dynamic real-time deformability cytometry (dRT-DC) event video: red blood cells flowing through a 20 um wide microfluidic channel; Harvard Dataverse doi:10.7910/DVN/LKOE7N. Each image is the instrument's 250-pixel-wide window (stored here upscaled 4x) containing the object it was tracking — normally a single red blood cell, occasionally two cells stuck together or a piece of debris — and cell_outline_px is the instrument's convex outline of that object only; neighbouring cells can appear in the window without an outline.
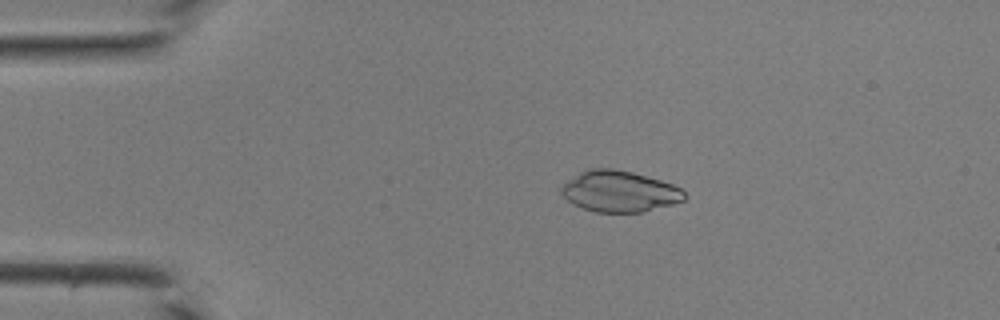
{"species": "common noctule bat (a hibernating species)", "species_latin": "Nyctalus noctula", "temperature_condition": "room temperature", "stored_images_in_passage": 43, "camera_frame_rate_fps": 3000, "um_per_image_px": 0.085, "animal": {"sex": "male", "body_mass_g": 19.0, "forearm_length_mm": 50.8}, "frame": {"image": 1, "passage_image": 9, "time_ms": 2.667, "image_size_px": [1000, 320], "cell_outline_px": [[688, 196], [684, 200], [672, 204], [640, 212], [596, 212], [572, 204], [560, 192], [560, 188], [568, 180], [580, 172], [588, 168], [612, 168], [632, 172], [660, 180], [672, 184], [680, 188]], "centroid_in_image_um": [52.64, 16.26], "position_along_channel_um": 32.4, "area_um2": 29.3}}
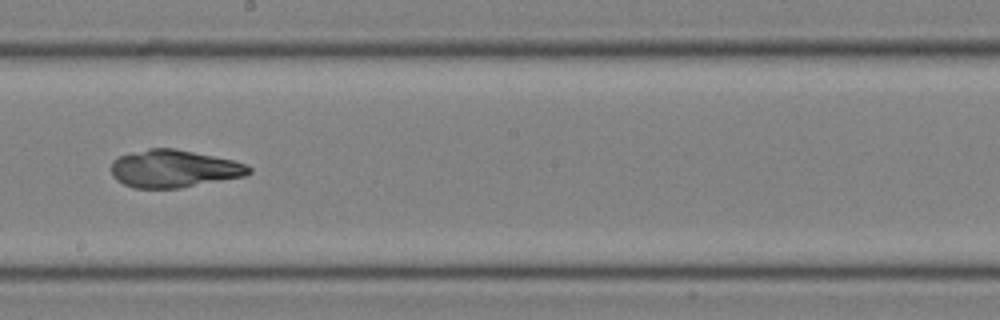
{"frame": {"image": 2, "passage_image": 25, "time_ms": 8.0, "image_size_px": [1000, 320], "cell_outline_px": [[252, 172], [244, 176], [180, 188], [132, 188], [116, 180], [112, 176], [112, 160], [120, 156], [148, 148], [172, 148], [232, 160], [248, 164], [252, 168]], "centroid_in_image_um": [14.77, 14.35], "position_along_channel_um": 233.4, "area_um2": 30.0}}
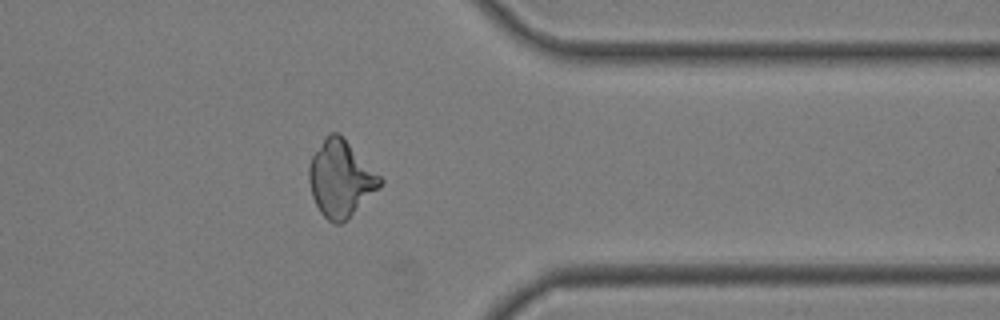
{"frame": {"image": 3, "passage_image": 35, "time_ms": 11.333, "image_size_px": [1000, 320], "cell_outline_px": [[384, 180], [340, 224], [332, 224], [320, 212], [312, 196], [308, 180], [308, 168], [312, 156], [324, 136], [328, 132], [340, 132]], "centroid_in_image_um": [28.89, 15.11], "position_along_channel_um": 382.5, "area_um2": 31.04}}